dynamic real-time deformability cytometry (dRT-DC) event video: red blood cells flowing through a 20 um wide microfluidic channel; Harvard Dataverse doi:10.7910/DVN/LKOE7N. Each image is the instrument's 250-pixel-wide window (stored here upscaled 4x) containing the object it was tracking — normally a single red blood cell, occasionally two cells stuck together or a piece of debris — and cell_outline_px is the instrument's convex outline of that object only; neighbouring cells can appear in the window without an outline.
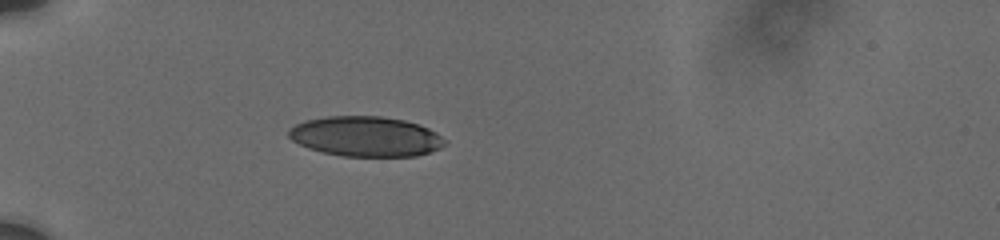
{"species": "human", "species_latin": "Homo sapiens", "temperature_condition": "cold", "stored_images_in_passage": 6, "camera_frame_rate_fps": 3000, "um_per_image_px": 0.085, "donor": {"sex": "male"}, "frame": {"image": 1, "passage_image": 2, "time_ms": 1.0, "image_size_px": [1000, 240], "cell_outline_px": [[448, 140], [440, 148], [416, 156], [340, 156], [308, 148], [292, 140], [288, 136], [288, 128], [304, 120], [328, 116], [380, 116], [404, 120], [420, 124], [436, 132]], "centroid_in_image_um": [31.09, 11.59], "position_along_channel_um": 53.9, "area_um2": 36.59}}
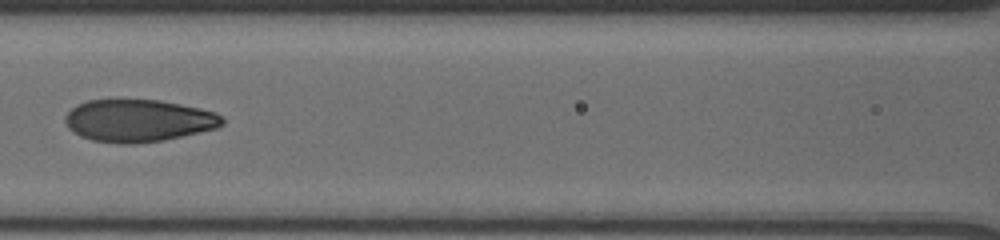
{"frame": {"image": 2, "passage_image": 5, "time_ms": 4.333, "image_size_px": [1000, 240], "cell_outline_px": [[224, 124], [216, 128], [164, 140], [136, 144], [120, 144], [92, 140], [80, 136], [72, 132], [68, 128], [64, 120], [64, 116], [76, 104], [88, 100], [160, 100], [200, 108], [216, 112], [224, 116]], "centroid_in_image_um": [11.75, 10.26], "position_along_channel_um": 154.8, "area_um2": 39.02}}
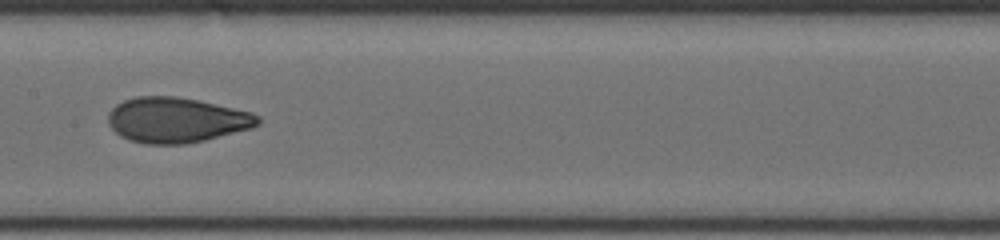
{"frame": {"image": 3, "passage_image": 6, "time_ms": 5.333, "image_size_px": [1000, 240], "cell_outline_px": [[260, 124], [252, 128], [188, 144], [144, 144], [128, 140], [120, 136], [108, 124], [108, 112], [116, 104], [124, 100], [136, 96], [176, 96], [200, 100], [252, 112], [260, 116]], "centroid_in_image_um": [15.0, 10.2], "position_along_channel_um": 192.4, "area_um2": 39.82}}